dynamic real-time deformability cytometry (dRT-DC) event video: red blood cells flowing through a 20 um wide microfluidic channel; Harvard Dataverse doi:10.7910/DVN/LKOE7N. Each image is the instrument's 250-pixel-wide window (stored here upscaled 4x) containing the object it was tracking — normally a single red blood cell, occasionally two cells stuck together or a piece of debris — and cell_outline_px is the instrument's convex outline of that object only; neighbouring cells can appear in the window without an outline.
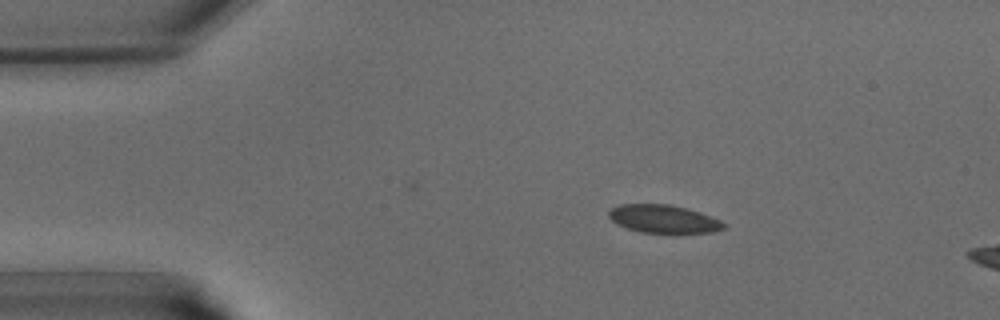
{"species": "common noctule bat (a hibernating species)", "species_latin": "Nyctalus noctula", "temperature_condition": "warm", "stored_images_in_passage": 11, "camera_frame_rate_fps": 3000, "um_per_image_px": 0.085, "animal": {"sex": "male", "body_mass_g": 15.6}, "frame": {"image": 1, "passage_image": 7, "time_ms": 2.0, "image_size_px": [1000, 320], "cell_outline_px": [[728, 228], [712, 232], [676, 236], [640, 232], [616, 224], [608, 216], [608, 212], [612, 208], [620, 204], [668, 204], [700, 212], [720, 220], [728, 224]], "centroid_in_image_um": [56.47, 18.67], "position_along_channel_um": 28.5, "area_um2": 19.71}}